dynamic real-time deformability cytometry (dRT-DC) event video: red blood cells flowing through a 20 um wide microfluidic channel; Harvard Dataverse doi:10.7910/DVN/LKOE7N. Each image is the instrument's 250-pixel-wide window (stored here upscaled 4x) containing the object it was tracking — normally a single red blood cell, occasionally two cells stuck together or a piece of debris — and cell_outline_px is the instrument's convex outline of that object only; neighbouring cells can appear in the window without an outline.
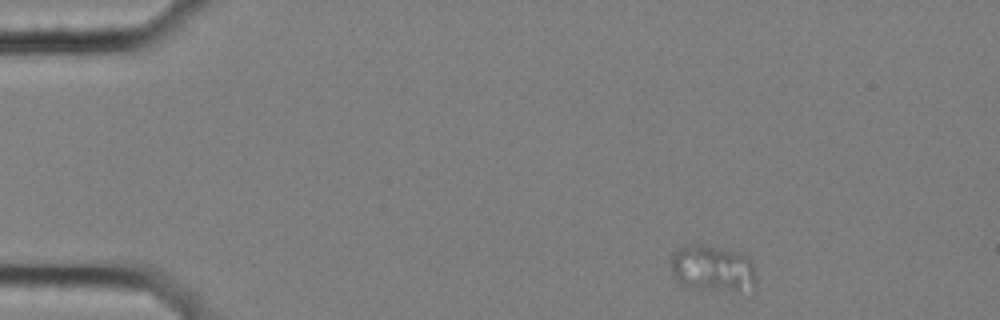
{"species": "common noctule bat (a hibernating species)", "species_latin": "Nyctalus noctula", "temperature_condition": "cold", "stored_images_in_passage": 3, "camera_frame_rate_fps": 3000, "um_per_image_px": 0.085, "animal": {"sex": "female", "body_mass_g": 25.1}, "frame": {"image": 1, "passage_image": 1, "time_ms": 0.0, "image_size_px": [1000, 320], "cell_outline_px": [[752, 284], [736, 288], [688, 288], [680, 284], [676, 280], [672, 272], [672, 256], [684, 244], [704, 244], [740, 252], [752, 264]], "centroid_in_image_um": [60.42, 22.73], "position_along_channel_um": 24.6, "area_um2": 21.79}}